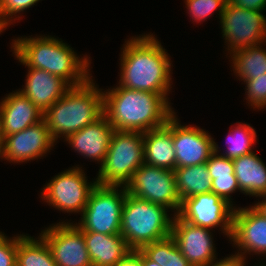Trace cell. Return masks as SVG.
<instances>
[{
    "label": "cell",
    "instance_id": "7a4b0ae2",
    "mask_svg": "<svg viewBox=\"0 0 266 266\" xmlns=\"http://www.w3.org/2000/svg\"><path fill=\"white\" fill-rule=\"evenodd\" d=\"M167 96L117 86L103 92L104 115L114 130L144 133L165 125L175 114Z\"/></svg>",
    "mask_w": 266,
    "mask_h": 266
},
{
    "label": "cell",
    "instance_id": "9a60e30c",
    "mask_svg": "<svg viewBox=\"0 0 266 266\" xmlns=\"http://www.w3.org/2000/svg\"><path fill=\"white\" fill-rule=\"evenodd\" d=\"M4 160L14 163L26 162L44 156L50 152L56 142L50 134L48 125L43 119L26 129L5 136Z\"/></svg>",
    "mask_w": 266,
    "mask_h": 266
},
{
    "label": "cell",
    "instance_id": "52a82bcc",
    "mask_svg": "<svg viewBox=\"0 0 266 266\" xmlns=\"http://www.w3.org/2000/svg\"><path fill=\"white\" fill-rule=\"evenodd\" d=\"M96 185L82 213L78 227L83 232L120 234L122 208L127 195L124 186Z\"/></svg>",
    "mask_w": 266,
    "mask_h": 266
},
{
    "label": "cell",
    "instance_id": "4fadbf2b",
    "mask_svg": "<svg viewBox=\"0 0 266 266\" xmlns=\"http://www.w3.org/2000/svg\"><path fill=\"white\" fill-rule=\"evenodd\" d=\"M172 116V140L176 153V167L205 164L214 152V140L203 129L184 126Z\"/></svg>",
    "mask_w": 266,
    "mask_h": 266
},
{
    "label": "cell",
    "instance_id": "ba28073f",
    "mask_svg": "<svg viewBox=\"0 0 266 266\" xmlns=\"http://www.w3.org/2000/svg\"><path fill=\"white\" fill-rule=\"evenodd\" d=\"M124 187L134 197L175 210L173 215L179 212L181 200L173 170L143 163Z\"/></svg>",
    "mask_w": 266,
    "mask_h": 266
},
{
    "label": "cell",
    "instance_id": "ab89813d",
    "mask_svg": "<svg viewBox=\"0 0 266 266\" xmlns=\"http://www.w3.org/2000/svg\"><path fill=\"white\" fill-rule=\"evenodd\" d=\"M261 198H263V199H266V191L263 193V195L262 196H260Z\"/></svg>",
    "mask_w": 266,
    "mask_h": 266
},
{
    "label": "cell",
    "instance_id": "484cf974",
    "mask_svg": "<svg viewBox=\"0 0 266 266\" xmlns=\"http://www.w3.org/2000/svg\"><path fill=\"white\" fill-rule=\"evenodd\" d=\"M260 45L236 50L231 54L233 71L241 80L254 79L266 74V49Z\"/></svg>",
    "mask_w": 266,
    "mask_h": 266
},
{
    "label": "cell",
    "instance_id": "e575fe53",
    "mask_svg": "<svg viewBox=\"0 0 266 266\" xmlns=\"http://www.w3.org/2000/svg\"><path fill=\"white\" fill-rule=\"evenodd\" d=\"M228 3L247 10L264 11L266 8V0H228Z\"/></svg>",
    "mask_w": 266,
    "mask_h": 266
},
{
    "label": "cell",
    "instance_id": "ffe728a7",
    "mask_svg": "<svg viewBox=\"0 0 266 266\" xmlns=\"http://www.w3.org/2000/svg\"><path fill=\"white\" fill-rule=\"evenodd\" d=\"M144 163L174 170L176 153L172 140V117L168 122L155 129L143 133Z\"/></svg>",
    "mask_w": 266,
    "mask_h": 266
},
{
    "label": "cell",
    "instance_id": "8d00e7d4",
    "mask_svg": "<svg viewBox=\"0 0 266 266\" xmlns=\"http://www.w3.org/2000/svg\"><path fill=\"white\" fill-rule=\"evenodd\" d=\"M259 212L266 216V199L253 205Z\"/></svg>",
    "mask_w": 266,
    "mask_h": 266
},
{
    "label": "cell",
    "instance_id": "7402d4cb",
    "mask_svg": "<svg viewBox=\"0 0 266 266\" xmlns=\"http://www.w3.org/2000/svg\"><path fill=\"white\" fill-rule=\"evenodd\" d=\"M240 192L260 197L266 191V166L254 152L232 159Z\"/></svg>",
    "mask_w": 266,
    "mask_h": 266
},
{
    "label": "cell",
    "instance_id": "83f0119b",
    "mask_svg": "<svg viewBox=\"0 0 266 266\" xmlns=\"http://www.w3.org/2000/svg\"><path fill=\"white\" fill-rule=\"evenodd\" d=\"M192 20L196 23L205 21L214 11L219 12V18L223 13L226 3L223 0H185ZM219 7V8H218ZM198 21V22H197Z\"/></svg>",
    "mask_w": 266,
    "mask_h": 266
},
{
    "label": "cell",
    "instance_id": "d4e9b609",
    "mask_svg": "<svg viewBox=\"0 0 266 266\" xmlns=\"http://www.w3.org/2000/svg\"><path fill=\"white\" fill-rule=\"evenodd\" d=\"M38 239L18 236L16 266H57L46 240L41 235Z\"/></svg>",
    "mask_w": 266,
    "mask_h": 266
},
{
    "label": "cell",
    "instance_id": "8fae6325",
    "mask_svg": "<svg viewBox=\"0 0 266 266\" xmlns=\"http://www.w3.org/2000/svg\"><path fill=\"white\" fill-rule=\"evenodd\" d=\"M234 210L233 204L209 192L182 200L177 216L203 228L212 229L220 226L223 234L231 239Z\"/></svg>",
    "mask_w": 266,
    "mask_h": 266
},
{
    "label": "cell",
    "instance_id": "f35d334b",
    "mask_svg": "<svg viewBox=\"0 0 266 266\" xmlns=\"http://www.w3.org/2000/svg\"><path fill=\"white\" fill-rule=\"evenodd\" d=\"M0 157L4 158V139L0 136Z\"/></svg>",
    "mask_w": 266,
    "mask_h": 266
},
{
    "label": "cell",
    "instance_id": "74e56055",
    "mask_svg": "<svg viewBox=\"0 0 266 266\" xmlns=\"http://www.w3.org/2000/svg\"><path fill=\"white\" fill-rule=\"evenodd\" d=\"M140 266H160L157 263L149 260L142 252V261Z\"/></svg>",
    "mask_w": 266,
    "mask_h": 266
},
{
    "label": "cell",
    "instance_id": "5b68a950",
    "mask_svg": "<svg viewBox=\"0 0 266 266\" xmlns=\"http://www.w3.org/2000/svg\"><path fill=\"white\" fill-rule=\"evenodd\" d=\"M167 210L165 206L127 193L122 208L120 234L128 247L141 249L170 236L173 218L169 217Z\"/></svg>",
    "mask_w": 266,
    "mask_h": 266
},
{
    "label": "cell",
    "instance_id": "603a6c76",
    "mask_svg": "<svg viewBox=\"0 0 266 266\" xmlns=\"http://www.w3.org/2000/svg\"><path fill=\"white\" fill-rule=\"evenodd\" d=\"M218 145L214 142V152L206 162L211 180V192L232 203L230 194L240 190L237 178L234 175L233 160L219 155Z\"/></svg>",
    "mask_w": 266,
    "mask_h": 266
},
{
    "label": "cell",
    "instance_id": "7c38bea8",
    "mask_svg": "<svg viewBox=\"0 0 266 266\" xmlns=\"http://www.w3.org/2000/svg\"><path fill=\"white\" fill-rule=\"evenodd\" d=\"M40 235L50 247L57 266H92L83 231L77 223L59 222Z\"/></svg>",
    "mask_w": 266,
    "mask_h": 266
},
{
    "label": "cell",
    "instance_id": "8992f818",
    "mask_svg": "<svg viewBox=\"0 0 266 266\" xmlns=\"http://www.w3.org/2000/svg\"><path fill=\"white\" fill-rule=\"evenodd\" d=\"M142 132L114 130L105 160L101 165L98 185L125 186L144 163Z\"/></svg>",
    "mask_w": 266,
    "mask_h": 266
},
{
    "label": "cell",
    "instance_id": "836d02e7",
    "mask_svg": "<svg viewBox=\"0 0 266 266\" xmlns=\"http://www.w3.org/2000/svg\"><path fill=\"white\" fill-rule=\"evenodd\" d=\"M142 261V250L129 248L114 266H140Z\"/></svg>",
    "mask_w": 266,
    "mask_h": 266
},
{
    "label": "cell",
    "instance_id": "ac0fdd59",
    "mask_svg": "<svg viewBox=\"0 0 266 266\" xmlns=\"http://www.w3.org/2000/svg\"><path fill=\"white\" fill-rule=\"evenodd\" d=\"M28 69L25 86L20 92L45 113L71 86L61 77L45 70Z\"/></svg>",
    "mask_w": 266,
    "mask_h": 266
},
{
    "label": "cell",
    "instance_id": "1f68e13d",
    "mask_svg": "<svg viewBox=\"0 0 266 266\" xmlns=\"http://www.w3.org/2000/svg\"><path fill=\"white\" fill-rule=\"evenodd\" d=\"M18 247V236L7 239L0 232V266H16V253Z\"/></svg>",
    "mask_w": 266,
    "mask_h": 266
},
{
    "label": "cell",
    "instance_id": "5bb4252c",
    "mask_svg": "<svg viewBox=\"0 0 266 266\" xmlns=\"http://www.w3.org/2000/svg\"><path fill=\"white\" fill-rule=\"evenodd\" d=\"M171 236L192 266H206L217 259L210 229L192 225L175 215Z\"/></svg>",
    "mask_w": 266,
    "mask_h": 266
},
{
    "label": "cell",
    "instance_id": "4316f807",
    "mask_svg": "<svg viewBox=\"0 0 266 266\" xmlns=\"http://www.w3.org/2000/svg\"><path fill=\"white\" fill-rule=\"evenodd\" d=\"M228 134V148L222 156L234 159L252 153V146L256 141V131L249 124H238Z\"/></svg>",
    "mask_w": 266,
    "mask_h": 266
},
{
    "label": "cell",
    "instance_id": "f1b7e54d",
    "mask_svg": "<svg viewBox=\"0 0 266 266\" xmlns=\"http://www.w3.org/2000/svg\"><path fill=\"white\" fill-rule=\"evenodd\" d=\"M244 83H246V99L250 105L257 109L266 107V74L245 80Z\"/></svg>",
    "mask_w": 266,
    "mask_h": 266
},
{
    "label": "cell",
    "instance_id": "44dd1931",
    "mask_svg": "<svg viewBox=\"0 0 266 266\" xmlns=\"http://www.w3.org/2000/svg\"><path fill=\"white\" fill-rule=\"evenodd\" d=\"M92 266H114L129 250L121 234L83 232Z\"/></svg>",
    "mask_w": 266,
    "mask_h": 266
},
{
    "label": "cell",
    "instance_id": "9c48e42d",
    "mask_svg": "<svg viewBox=\"0 0 266 266\" xmlns=\"http://www.w3.org/2000/svg\"><path fill=\"white\" fill-rule=\"evenodd\" d=\"M262 12L226 3L220 23L230 54L266 43V17Z\"/></svg>",
    "mask_w": 266,
    "mask_h": 266
},
{
    "label": "cell",
    "instance_id": "30bf717a",
    "mask_svg": "<svg viewBox=\"0 0 266 266\" xmlns=\"http://www.w3.org/2000/svg\"><path fill=\"white\" fill-rule=\"evenodd\" d=\"M97 184V180L88 183L83 170L76 166L51 179L43 188L41 197L60 211L82 214Z\"/></svg>",
    "mask_w": 266,
    "mask_h": 266
},
{
    "label": "cell",
    "instance_id": "4dcf8cb0",
    "mask_svg": "<svg viewBox=\"0 0 266 266\" xmlns=\"http://www.w3.org/2000/svg\"><path fill=\"white\" fill-rule=\"evenodd\" d=\"M141 250L149 260L160 266H164L167 263L169 254V236L165 239L147 244Z\"/></svg>",
    "mask_w": 266,
    "mask_h": 266
},
{
    "label": "cell",
    "instance_id": "60d3db41",
    "mask_svg": "<svg viewBox=\"0 0 266 266\" xmlns=\"http://www.w3.org/2000/svg\"><path fill=\"white\" fill-rule=\"evenodd\" d=\"M2 31H3V28L0 26V34H1Z\"/></svg>",
    "mask_w": 266,
    "mask_h": 266
},
{
    "label": "cell",
    "instance_id": "6da1fadb",
    "mask_svg": "<svg viewBox=\"0 0 266 266\" xmlns=\"http://www.w3.org/2000/svg\"><path fill=\"white\" fill-rule=\"evenodd\" d=\"M122 50L119 86L157 94L170 92L171 59L153 34L127 40Z\"/></svg>",
    "mask_w": 266,
    "mask_h": 266
},
{
    "label": "cell",
    "instance_id": "2e32d148",
    "mask_svg": "<svg viewBox=\"0 0 266 266\" xmlns=\"http://www.w3.org/2000/svg\"><path fill=\"white\" fill-rule=\"evenodd\" d=\"M231 241L240 250L237 255L246 259L247 252L250 254L266 255V216L254 206L249 208H236L233 214V227ZM244 251V252H242Z\"/></svg>",
    "mask_w": 266,
    "mask_h": 266
},
{
    "label": "cell",
    "instance_id": "d6986e66",
    "mask_svg": "<svg viewBox=\"0 0 266 266\" xmlns=\"http://www.w3.org/2000/svg\"><path fill=\"white\" fill-rule=\"evenodd\" d=\"M114 128L103 114L95 122L81 130L70 134L66 141L84 157L94 159L103 164L109 149L110 139Z\"/></svg>",
    "mask_w": 266,
    "mask_h": 266
},
{
    "label": "cell",
    "instance_id": "d6a6232c",
    "mask_svg": "<svg viewBox=\"0 0 266 266\" xmlns=\"http://www.w3.org/2000/svg\"><path fill=\"white\" fill-rule=\"evenodd\" d=\"M164 266H192L178 249L175 240L169 236V254Z\"/></svg>",
    "mask_w": 266,
    "mask_h": 266
},
{
    "label": "cell",
    "instance_id": "e0dca14e",
    "mask_svg": "<svg viewBox=\"0 0 266 266\" xmlns=\"http://www.w3.org/2000/svg\"><path fill=\"white\" fill-rule=\"evenodd\" d=\"M42 111L19 90L0 102V136L20 132L43 120Z\"/></svg>",
    "mask_w": 266,
    "mask_h": 266
},
{
    "label": "cell",
    "instance_id": "d590c367",
    "mask_svg": "<svg viewBox=\"0 0 266 266\" xmlns=\"http://www.w3.org/2000/svg\"><path fill=\"white\" fill-rule=\"evenodd\" d=\"M245 259L240 255L232 254L229 257L223 258L221 260H215L206 266H245Z\"/></svg>",
    "mask_w": 266,
    "mask_h": 266
},
{
    "label": "cell",
    "instance_id": "cb8c5ba5",
    "mask_svg": "<svg viewBox=\"0 0 266 266\" xmlns=\"http://www.w3.org/2000/svg\"><path fill=\"white\" fill-rule=\"evenodd\" d=\"M173 171L176 190L181 201L197 194L211 192L212 180L206 163L176 167Z\"/></svg>",
    "mask_w": 266,
    "mask_h": 266
},
{
    "label": "cell",
    "instance_id": "3957f363",
    "mask_svg": "<svg viewBox=\"0 0 266 266\" xmlns=\"http://www.w3.org/2000/svg\"><path fill=\"white\" fill-rule=\"evenodd\" d=\"M13 53L17 60L30 68L42 69L59 76L71 87L85 84L90 77L88 56L76 55L62 40L50 36H37L13 40Z\"/></svg>",
    "mask_w": 266,
    "mask_h": 266
},
{
    "label": "cell",
    "instance_id": "277c9868",
    "mask_svg": "<svg viewBox=\"0 0 266 266\" xmlns=\"http://www.w3.org/2000/svg\"><path fill=\"white\" fill-rule=\"evenodd\" d=\"M104 114L103 92L90 78L85 84L71 87L43 115L50 134L57 141L67 138L95 122Z\"/></svg>",
    "mask_w": 266,
    "mask_h": 266
},
{
    "label": "cell",
    "instance_id": "f546056e",
    "mask_svg": "<svg viewBox=\"0 0 266 266\" xmlns=\"http://www.w3.org/2000/svg\"><path fill=\"white\" fill-rule=\"evenodd\" d=\"M39 0H0V26L5 30L12 21L16 20V14L24 12L27 8L35 5ZM15 15V19L12 17Z\"/></svg>",
    "mask_w": 266,
    "mask_h": 266
}]
</instances>
